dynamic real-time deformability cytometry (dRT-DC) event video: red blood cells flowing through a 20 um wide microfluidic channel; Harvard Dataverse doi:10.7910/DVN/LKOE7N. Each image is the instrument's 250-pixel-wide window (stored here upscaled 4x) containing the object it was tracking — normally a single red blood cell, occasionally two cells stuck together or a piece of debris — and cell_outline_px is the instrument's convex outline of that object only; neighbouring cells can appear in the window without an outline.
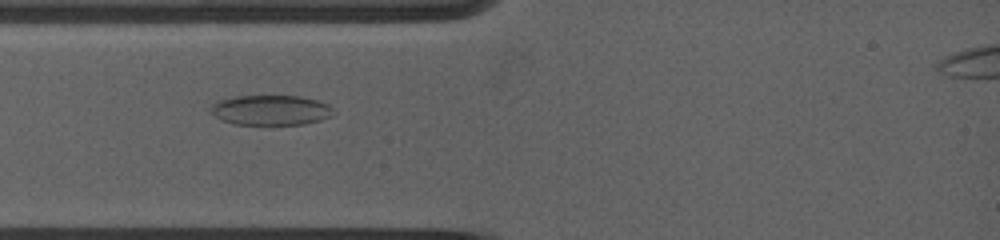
{"species": "common noctule bat (a hibernating species)", "species_latin": "Nyctalus noctula", "temperature_condition": "warm", "stored_images_in_passage": 9, "camera_frame_rate_fps": 5000, "um_per_image_px": 0.085, "animal": {"sex": "female", "body_mass_g": 19.0, "forearm_length_mm": 53.3}, "frame": {"image": 1, "passage_image": 4, "time_ms": 1.4, "image_size_px": [1000, 240], "cell_outline_px": [[332, 108], [328, 116], [316, 120], [300, 124], [236, 124], [224, 120], [216, 116], [212, 112], [212, 104], [220, 100], [236, 96], [296, 96], [316, 100], [328, 104]], "centroid_in_image_um": [22.97, 9.34], "position_along_channel_um": 62.0, "area_um2": 20.69}}
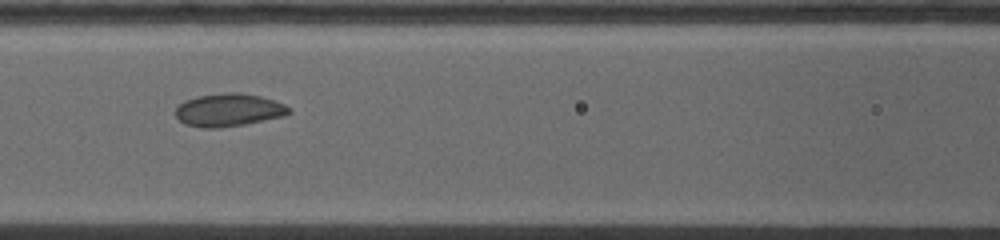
{"frame": {"image": 2, "passage_image": 6, "time_ms": 3.6, "image_size_px": [1000, 240], "cell_outline_px": [[288, 112], [280, 116], [240, 124], [212, 128], [208, 128], [188, 124], [180, 120], [176, 116], [176, 108], [180, 104], [188, 100], [200, 96], [260, 96], [284, 104], [288, 108]], "centroid_in_image_um": [19.38, 9.39], "position_along_channel_um": 147.2, "area_um2": 19.65}}
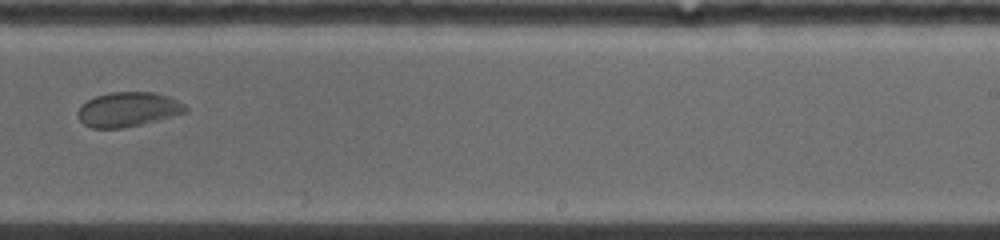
{"frame": {"image": 3, "passage_image": 9, "time_ms": 7.0, "image_size_px": [1000, 240], "cell_outline_px": [[188, 108], [184, 112], [140, 124], [120, 128], [92, 128], [84, 124], [80, 120], [80, 108], [88, 100], [96, 96], [116, 92], [152, 92], [168, 96], [184, 104]], "centroid_in_image_um": [10.88, 9.29], "position_along_channel_um": 278.1, "area_um2": 20.92}}